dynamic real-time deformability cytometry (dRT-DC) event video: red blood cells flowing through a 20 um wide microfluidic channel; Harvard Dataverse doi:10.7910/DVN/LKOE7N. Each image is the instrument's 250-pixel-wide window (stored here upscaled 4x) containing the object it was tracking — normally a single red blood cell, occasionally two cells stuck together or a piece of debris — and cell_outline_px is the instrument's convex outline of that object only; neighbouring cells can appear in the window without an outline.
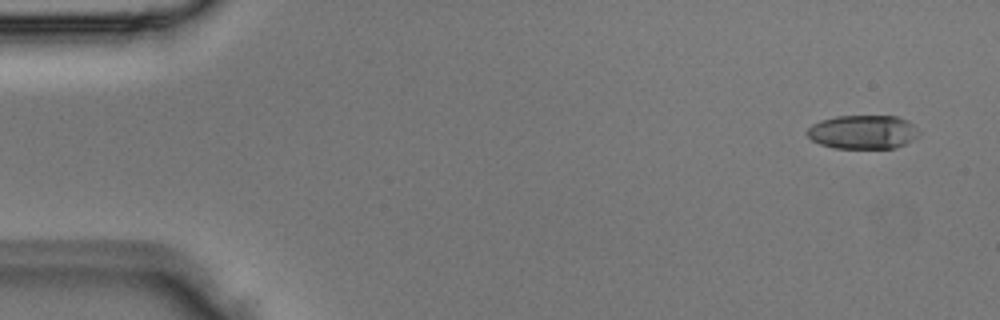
{"species": "Egyptian fruit bat (a non-hibernating species)", "species_latin": "Rousettus aegyptiacus", "temperature_condition": "room temperature", "stored_images_in_passage": 4, "camera_frame_rate_fps": 3000, "um_per_image_px": 0.085, "animal": {"sex": "male"}, "frame": {"image": 1, "passage_image": 1, "time_ms": 0.0, "image_size_px": [1000, 320], "cell_outline_px": [[920, 132], [916, 136], [904, 144], [896, 148], [832, 148], [820, 144], [812, 140], [808, 136], [808, 128], [812, 124], [820, 120], [836, 116], [896, 116], [908, 120]], "centroid_in_image_um": [73.33, 11.22], "position_along_channel_um": 11.7, "area_um2": 21.96}}
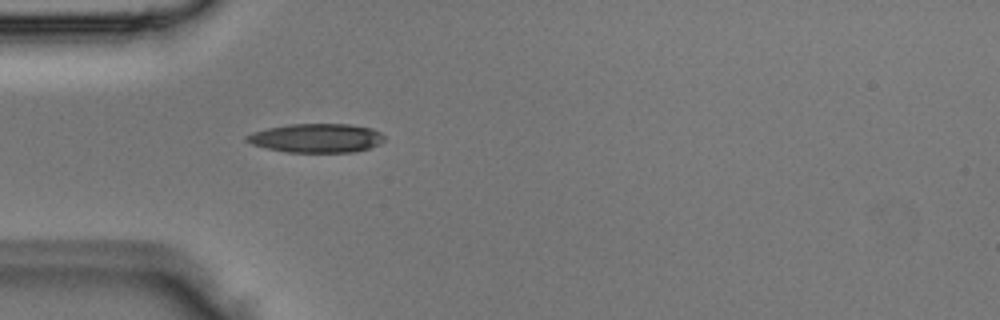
{"frame": {"image": 2, "passage_image": 4, "time_ms": 1.0, "image_size_px": [1000, 320], "cell_outline_px": [[384, 140], [380, 144], [372, 148], [352, 152], [288, 152], [268, 148], [252, 144], [244, 140], [244, 136], [252, 132], [268, 128], [288, 124], [348, 124], [372, 128], [380, 132], [384, 136]], "centroid_in_image_um": [26.91, 11.73], "position_along_channel_um": 58.1, "area_um2": 23.29}}